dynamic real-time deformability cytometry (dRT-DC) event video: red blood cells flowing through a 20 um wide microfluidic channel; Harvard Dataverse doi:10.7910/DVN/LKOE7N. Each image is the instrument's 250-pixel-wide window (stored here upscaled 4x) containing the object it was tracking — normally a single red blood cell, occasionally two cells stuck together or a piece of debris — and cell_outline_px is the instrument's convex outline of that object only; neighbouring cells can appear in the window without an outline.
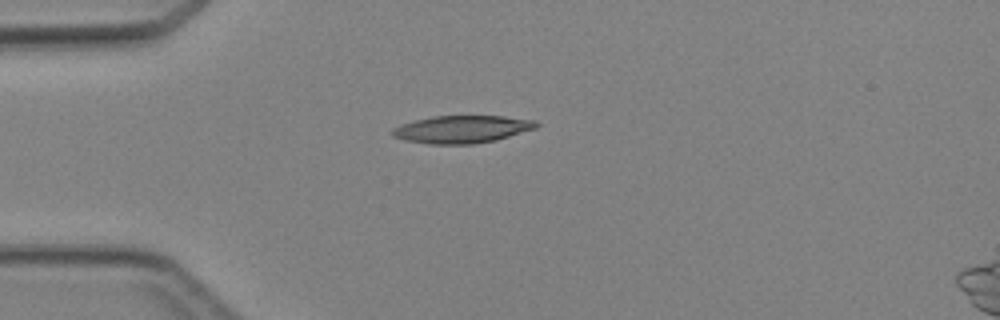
{"species": "Egyptian fruit bat (a non-hibernating species)", "species_latin": "Rousettus aegyptiacus", "temperature_condition": "cold", "stored_images_in_passage": 4, "camera_frame_rate_fps": 3000, "um_per_image_px": 0.085, "animal": {"sex": "female"}, "frame": {"image": 1, "passage_image": 4, "time_ms": 3.667, "image_size_px": [1000, 320], "cell_outline_px": [[540, 124], [536, 128], [496, 140], [472, 144], [432, 144], [404, 140], [392, 136], [392, 128], [400, 124], [432, 116], [504, 116], [536, 120]], "centroid_in_image_um": [39.27, 10.98], "position_along_channel_um": 45.7, "area_um2": 23.12}}